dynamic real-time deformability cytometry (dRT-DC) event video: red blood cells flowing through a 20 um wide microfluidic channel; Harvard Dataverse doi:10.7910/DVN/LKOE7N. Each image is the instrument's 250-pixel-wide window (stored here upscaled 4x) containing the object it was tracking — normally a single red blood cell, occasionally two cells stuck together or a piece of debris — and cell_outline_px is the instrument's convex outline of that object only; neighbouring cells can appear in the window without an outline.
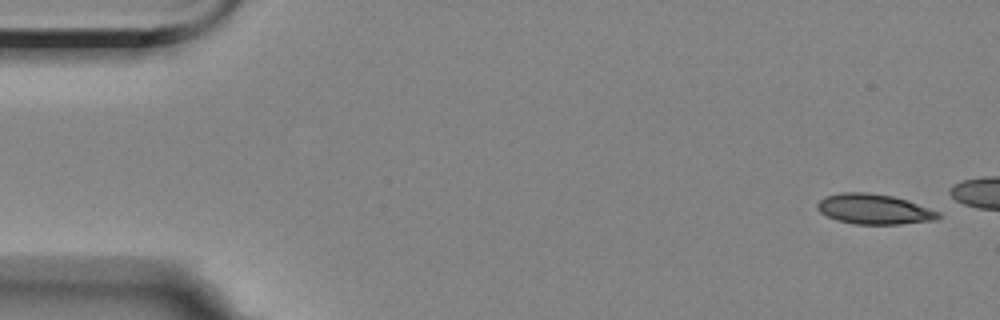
{"species": "Egyptian fruit bat (a non-hibernating species)", "species_latin": "Rousettus aegyptiacus", "temperature_condition": "room temperature", "stored_images_in_passage": 4, "camera_frame_rate_fps": 3000, "um_per_image_px": 0.085, "animal": {"sex": "female"}, "frame": {"image": 1, "passage_image": 1, "time_ms": 0.0, "image_size_px": [1000, 320], "cell_outline_px": [[940, 216], [936, 220], [900, 224], [852, 224], [836, 220], [820, 212], [816, 208], [816, 204], [820, 200], [828, 196], [840, 192], [868, 192], [892, 196], [908, 200], [940, 212]], "centroid_in_image_um": [74.29, 17.78], "position_along_channel_um": 10.7, "area_um2": 21.33}}